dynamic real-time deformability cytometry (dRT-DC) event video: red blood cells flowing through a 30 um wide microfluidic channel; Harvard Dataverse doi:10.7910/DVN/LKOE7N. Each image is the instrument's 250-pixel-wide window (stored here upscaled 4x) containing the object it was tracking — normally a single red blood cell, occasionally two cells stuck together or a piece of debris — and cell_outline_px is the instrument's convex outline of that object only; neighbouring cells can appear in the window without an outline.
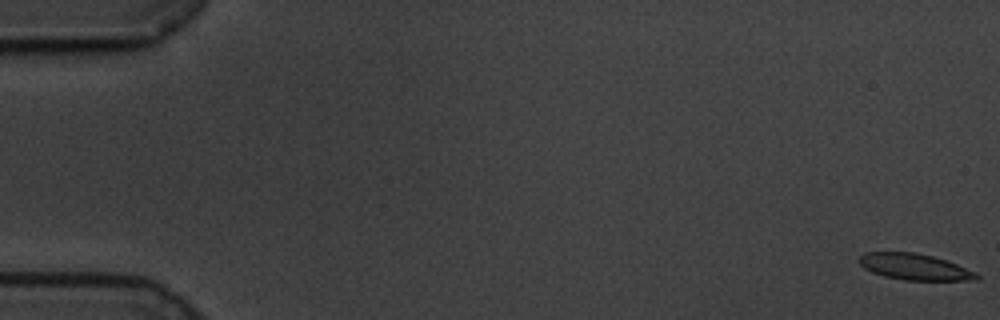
{"species": "common noctule bat (a hibernating species)", "species_latin": "Nyctalus noctula", "temperature_condition": "cold", "stored_images_in_passage": 60, "camera_frame_rate_fps": 3000, "um_per_image_px": 0.085, "animal": {"sex": "male", "body_mass_g": 19.5, "forearm_length_mm": 54.6}, "frame": {"image": 1, "passage_image": 1, "time_ms": 0.0, "image_size_px": [1000, 320], "cell_outline_px": [[980, 280], [904, 280], [884, 276], [872, 272], [864, 268], [860, 264], [860, 256], [864, 252], [916, 252], [932, 256], [956, 264], [976, 272], [980, 276]], "centroid_in_image_um": [77.75, 22.68], "position_along_channel_um": 7.3, "area_um2": 17.86}}
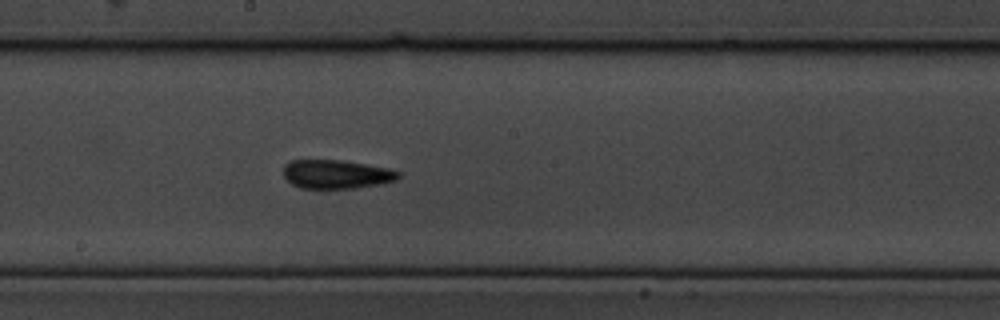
{"frame": {"image": 2, "passage_image": 33, "time_ms": 10.667, "image_size_px": [1000, 320], "cell_outline_px": [[400, 176], [396, 180], [380, 184], [356, 188], [300, 188], [292, 184], [284, 176], [284, 164], [288, 160], [344, 160], [392, 168], [400, 172]], "centroid_in_image_um": [28.62, 14.8], "position_along_channel_um": 219.6, "area_um2": 19.54}}
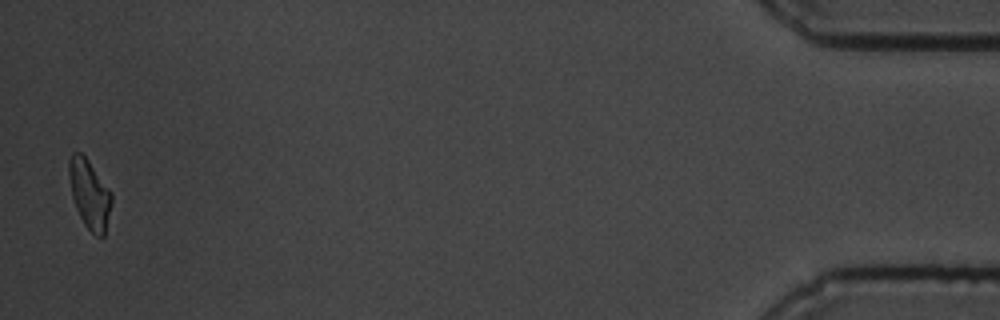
{"frame": {"image": 3, "passage_image": 59, "time_ms": 19.333, "image_size_px": [1000, 320], "cell_outline_px": [[112, 204], [104, 236], [96, 236], [84, 224], [76, 208], [72, 196], [68, 176], [68, 160], [72, 152], [80, 152], [88, 160], [112, 192]], "centroid_in_image_um": [7.61, 16.48], "position_along_channel_um": 427.6, "area_um2": 17.17}, "authors_computed_cell_mechanics": {"area_um2": 18.8428, "velocity_mm_per_s": 3.3951, "shape_relaxation_time_tau1_ms": 4.6437, "shape_relaxation_time_tau2_ms": 2.1145, "deformation_change_tau1": 0.1392, "deformation_change_tau2": 0.0826}}